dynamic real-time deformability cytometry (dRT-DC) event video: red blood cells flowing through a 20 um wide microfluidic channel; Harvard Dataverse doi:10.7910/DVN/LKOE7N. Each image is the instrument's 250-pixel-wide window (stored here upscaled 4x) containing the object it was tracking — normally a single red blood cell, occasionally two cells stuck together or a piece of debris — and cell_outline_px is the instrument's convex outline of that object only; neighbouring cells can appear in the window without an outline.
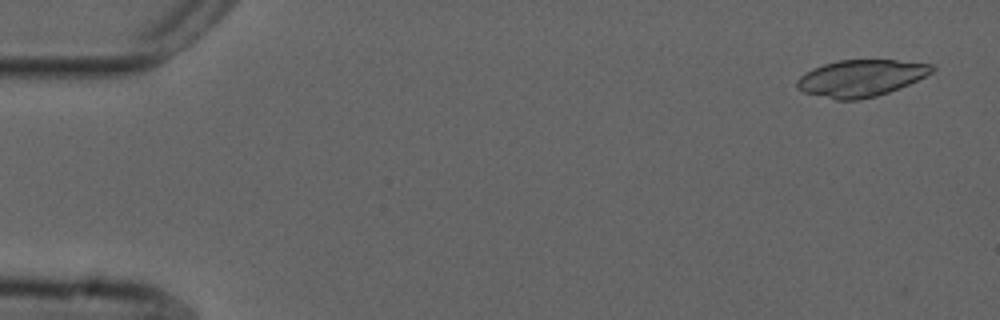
{"species": "common noctule bat (a hibernating species)", "species_latin": "Nyctalus noctula", "temperature_condition": "cold", "stored_images_in_passage": 55, "camera_frame_rate_fps": 3000, "um_per_image_px": 0.085, "animal": {"sex": "male", "forearm_length_mm": 52.5}, "frame": {"image": 1, "passage_image": 3, "time_ms": 0.667, "image_size_px": [1000, 320], "cell_outline_px": [[936, 68], [932, 72], [900, 88], [876, 96], [860, 100], [836, 100], [804, 92], [796, 88], [796, 80], [804, 72], [812, 68], [824, 64], [840, 60], [896, 60], [932, 64]], "centroid_in_image_um": [73.14, 6.64], "position_along_channel_um": 11.9, "area_um2": 28.9}}